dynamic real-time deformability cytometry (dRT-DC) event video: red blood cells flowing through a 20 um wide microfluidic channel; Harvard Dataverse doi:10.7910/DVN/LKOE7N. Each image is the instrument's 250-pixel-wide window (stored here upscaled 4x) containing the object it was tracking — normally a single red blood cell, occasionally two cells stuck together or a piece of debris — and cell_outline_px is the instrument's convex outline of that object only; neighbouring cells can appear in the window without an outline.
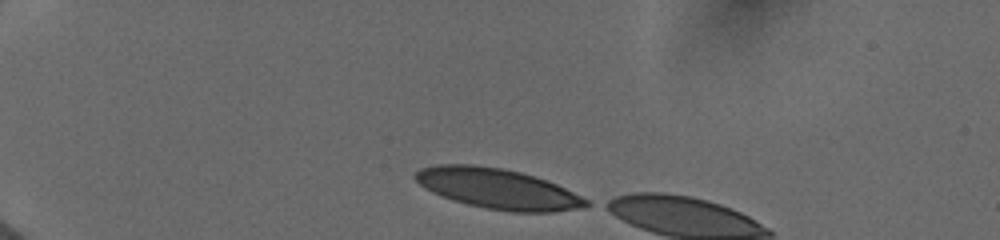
{"species": "human", "species_latin": "Homo sapiens", "temperature_condition": "cold", "stored_images_in_passage": 3, "camera_frame_rate_fps": 3000, "um_per_image_px": 0.085, "donor": {"sex": "female"}, "frame": {"image": 1, "passage_image": 1, "time_ms": 0.0, "image_size_px": [1000, 240], "cell_outline_px": [[592, 204], [584, 208], [552, 212], [512, 212], [484, 208], [468, 204], [432, 192], [424, 188], [412, 176], [420, 168], [436, 164], [472, 164], [504, 168], [520, 172], [556, 184], [588, 200]], "centroid_in_image_um": [42.3, 16.04], "position_along_channel_um": 42.7, "area_um2": 39.94}}